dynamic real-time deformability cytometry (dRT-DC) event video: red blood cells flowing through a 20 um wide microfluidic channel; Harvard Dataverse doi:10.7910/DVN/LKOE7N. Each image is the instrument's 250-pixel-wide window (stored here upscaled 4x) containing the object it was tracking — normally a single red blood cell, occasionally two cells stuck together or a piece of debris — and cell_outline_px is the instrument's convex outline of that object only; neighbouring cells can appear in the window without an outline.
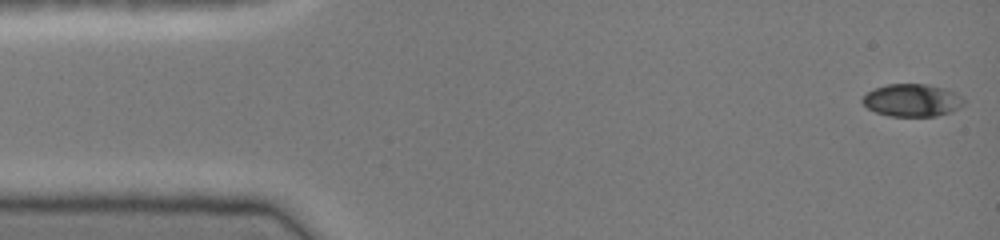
{"species": "common noctule bat (a hibernating species)", "species_latin": "Nyctalus noctula", "temperature_condition": "cold", "stored_images_in_passage": 45, "camera_frame_rate_fps": 3000, "um_per_image_px": 0.085, "animal": {"sex": "female", "body_mass_g": 19.0, "forearm_length_mm": 51.5}, "frame": {"image": 1, "passage_image": 1, "time_ms": 0.0, "image_size_px": [1000, 240], "cell_outline_px": [[964, 104], [960, 108], [952, 112], [936, 116], [888, 116], [876, 112], [868, 108], [860, 100], [868, 92], [876, 88], [888, 84], [928, 84], [944, 88], [956, 92], [964, 100]], "centroid_in_image_um": [77.56, 8.53], "position_along_channel_um": 7.4, "area_um2": 19.31}}
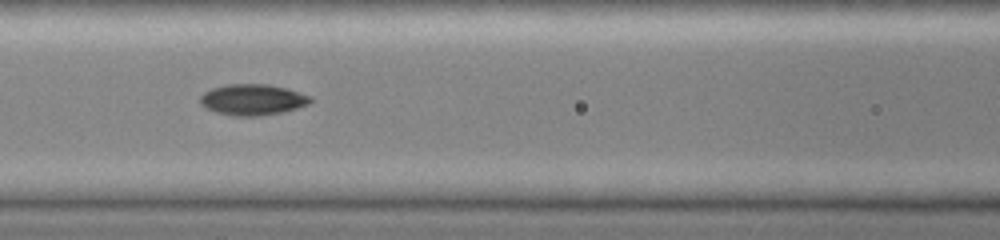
{"frame": {"image": 2, "passage_image": 19, "time_ms": 6.0, "image_size_px": [1000, 240], "cell_outline_px": [[312, 100], [308, 104], [284, 112], [260, 116], [236, 116], [216, 112], [204, 108], [200, 104], [200, 96], [204, 92], [212, 88], [228, 84], [268, 84], [288, 88], [312, 96]], "centroid_in_image_um": [21.48, 8.47], "position_along_channel_um": 145.1, "area_um2": 20.11}}
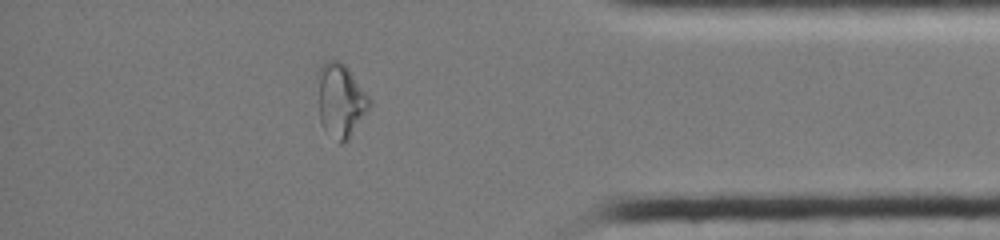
{"frame": {"image": 3, "passage_image": 39, "time_ms": 12.667, "image_size_px": [1000, 240], "cell_outline_px": [[372, 104], [348, 140], [344, 144], [340, 144], [324, 128], [320, 120], [316, 76], [316, 72], [320, 64], [324, 60], [336, 60], [344, 64], [348, 68], [372, 100]], "centroid_in_image_um": [28.93, 8.49], "position_along_channel_um": 406.3, "area_um2": 22.54}, "authors_computed_cell_mechanics": {"area_um2": 19.2474, "velocity_mm_per_s": 4.1678, "shape_relaxation_time_tau1_ms": 7.5363, "shape_relaxation_time_tau2_ms": 3.5957, "deformation_change_tau1": 0.2011, "deformation_change_tau2": 0.0737}}